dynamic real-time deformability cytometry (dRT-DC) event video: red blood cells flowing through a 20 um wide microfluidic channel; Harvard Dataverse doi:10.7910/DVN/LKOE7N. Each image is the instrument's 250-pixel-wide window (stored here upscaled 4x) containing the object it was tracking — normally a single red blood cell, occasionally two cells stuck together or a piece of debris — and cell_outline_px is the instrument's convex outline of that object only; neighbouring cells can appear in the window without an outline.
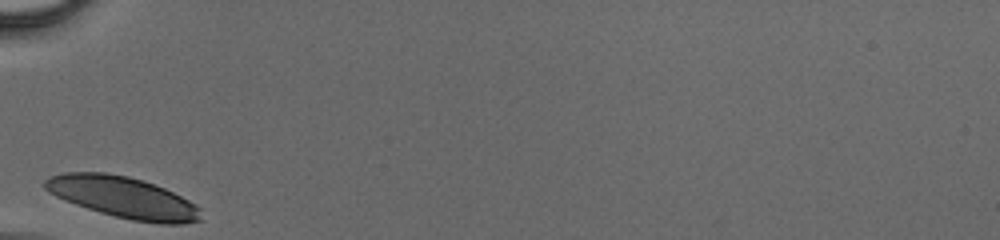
{"species": "human", "species_latin": "Homo sapiens", "temperature_condition": "cold", "stored_images_in_passage": 23, "camera_frame_rate_fps": 3000, "um_per_image_px": 0.085, "donor": {"sex": "male"}, "frame": {"image": 1, "passage_image": 1, "time_ms": 0.0, "image_size_px": [1000, 240], "cell_outline_px": [[200, 220], [180, 224], [160, 224], [132, 220], [100, 212], [64, 200], [48, 192], [44, 188], [44, 180], [52, 176], [64, 172], [108, 172], [128, 176], [144, 180], [164, 188], [188, 200], [200, 208]], "centroid_in_image_um": [10.44, 16.76], "position_along_channel_um": 74.6, "area_um2": 37.34}}
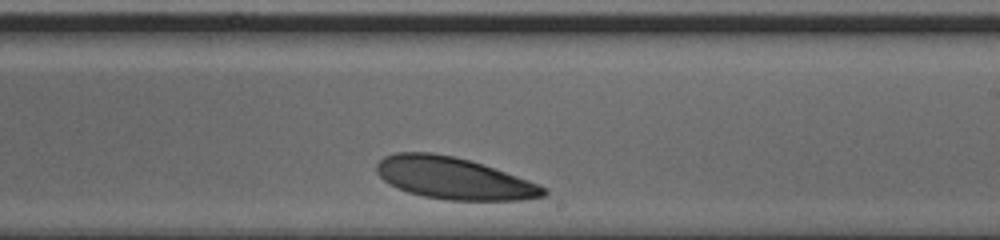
{"frame": {"image": 2, "passage_image": 14, "time_ms": 4.333, "image_size_px": [1000, 240], "cell_outline_px": [[548, 192], [544, 196], [524, 200], [444, 200], [424, 196], [408, 192], [384, 180], [376, 172], [376, 164], [384, 156], [396, 152], [432, 152], [452, 156], [468, 160], [540, 184], [548, 188]], "centroid_in_image_um": [38.57, 15.16], "position_along_channel_um": 250.4, "area_um2": 40.4}}
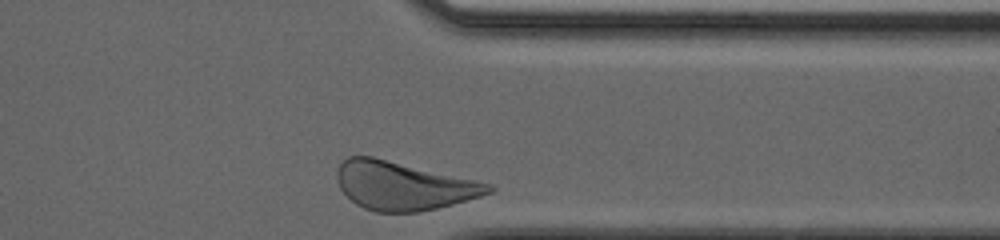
{"frame": {"image": 3, "passage_image": 23, "time_ms": 7.333, "image_size_px": [1000, 240], "cell_outline_px": [[496, 188], [492, 192], [480, 196], [452, 204], [420, 212], [376, 212], [364, 208], [356, 204], [340, 188], [336, 180], [336, 172], [340, 164], [348, 156], [372, 156], [492, 184]], "centroid_in_image_um": [34.26, 15.79], "position_along_channel_um": 377.1, "area_um2": 42.43}}